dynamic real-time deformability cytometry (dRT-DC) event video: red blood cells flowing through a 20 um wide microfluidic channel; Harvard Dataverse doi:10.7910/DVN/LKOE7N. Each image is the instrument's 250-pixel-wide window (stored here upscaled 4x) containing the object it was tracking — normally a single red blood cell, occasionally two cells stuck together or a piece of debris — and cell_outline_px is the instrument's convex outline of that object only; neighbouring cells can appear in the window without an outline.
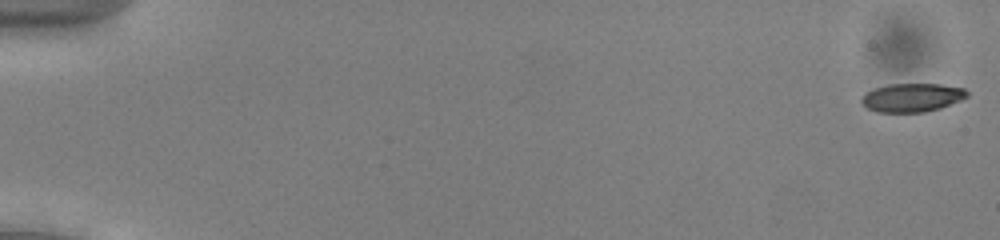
{"species": "common noctule bat (a hibernating species)", "species_latin": "Nyctalus noctula", "temperature_condition": "cold", "stored_images_in_passage": 53, "camera_frame_rate_fps": 3000, "um_per_image_px": 0.085, "animal": {"sex": "male", "body_mass_g": 13.0, "forearm_length_mm": 53.1}, "frame": {"image": 1, "passage_image": 1, "time_ms": 0.0, "image_size_px": [1000, 240], "cell_outline_px": [[968, 96], [960, 100], [940, 108], [924, 112], [876, 112], [860, 104], [860, 100], [868, 92], [876, 88], [888, 84], [940, 84], [964, 88], [968, 92]], "centroid_in_image_um": [77.52, 8.29], "position_along_channel_um": 7.5, "area_um2": 17.46}}
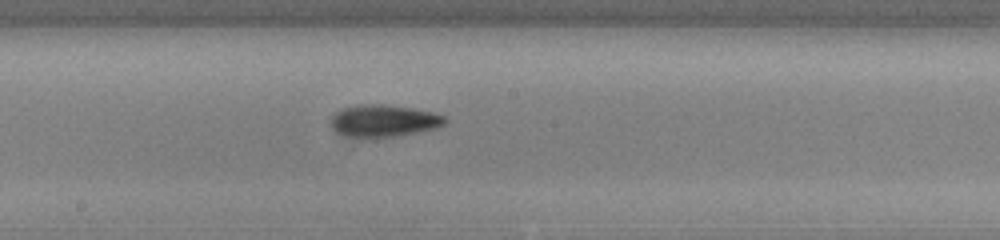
{"frame": {"image": 2, "passage_image": 30, "time_ms": 9.667, "image_size_px": [1000, 240], "cell_outline_px": [[448, 120], [444, 124], [436, 128], [392, 136], [368, 140], [348, 136], [336, 132], [332, 128], [332, 116], [340, 108], [360, 104], [384, 104], [412, 108], [432, 112], [444, 116]], "centroid_in_image_um": [32.57, 10.28], "position_along_channel_um": 215.6, "area_um2": 21.56}}
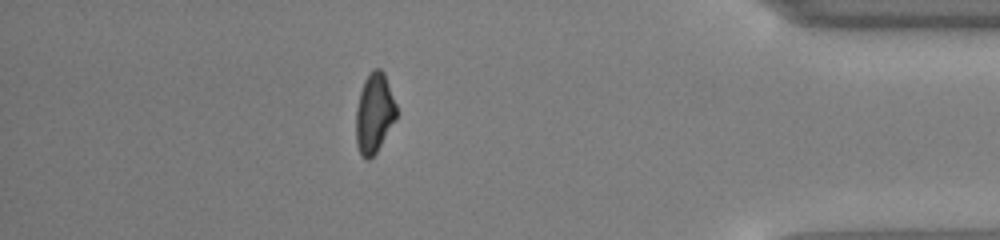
{"frame": {"image": 3, "passage_image": 47, "time_ms": 15.333, "image_size_px": [1000, 240], "cell_outline_px": [[396, 120], [376, 152], [368, 160], [360, 156], [356, 144], [356, 108], [360, 92], [364, 80], [372, 68], [380, 68], [384, 72], [396, 104]], "centroid_in_image_um": [31.8, 9.62], "position_along_channel_um": 403.4, "area_um2": 18.9}, "authors_computed_cell_mechanics": {"area_um2": 19.2474, "velocity_mm_per_s": 3.9503, "shape_relaxation_time_tau1_ms": 3.8505, "shape_relaxation_time_tau2_ms": 4.8294, "deformation_change_tau1": 0.1189, "deformation_change_tau2": 0.1161}}